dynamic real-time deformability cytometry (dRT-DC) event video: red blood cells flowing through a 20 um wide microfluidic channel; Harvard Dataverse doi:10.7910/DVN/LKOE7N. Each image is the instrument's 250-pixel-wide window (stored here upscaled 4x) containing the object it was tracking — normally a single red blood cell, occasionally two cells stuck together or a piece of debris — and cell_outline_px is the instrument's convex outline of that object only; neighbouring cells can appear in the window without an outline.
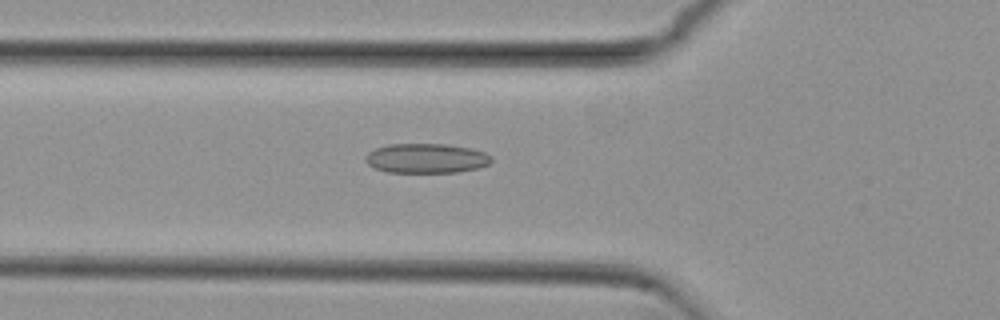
{"species": "common noctule bat (a hibernating species)", "species_latin": "Nyctalus noctula", "temperature_condition": "cold", "stored_images_in_passage": 53, "camera_frame_rate_fps": 3000, "um_per_image_px": 0.085, "animal": {"sex": "female", "body_mass_g": 29.2, "forearm_length_mm": 56.3}, "frame": {"image": 1, "passage_image": 19, "time_ms": 6.0, "image_size_px": [1000, 320], "cell_outline_px": [[492, 160], [488, 164], [476, 168], [456, 172], [388, 172], [376, 168], [368, 164], [364, 160], [364, 156], [368, 152], [376, 148], [388, 144], [444, 144], [472, 148], [484, 152], [492, 156]], "centroid_in_image_um": [36.22, 13.45], "position_along_channel_um": 89.6, "area_um2": 21.68}}
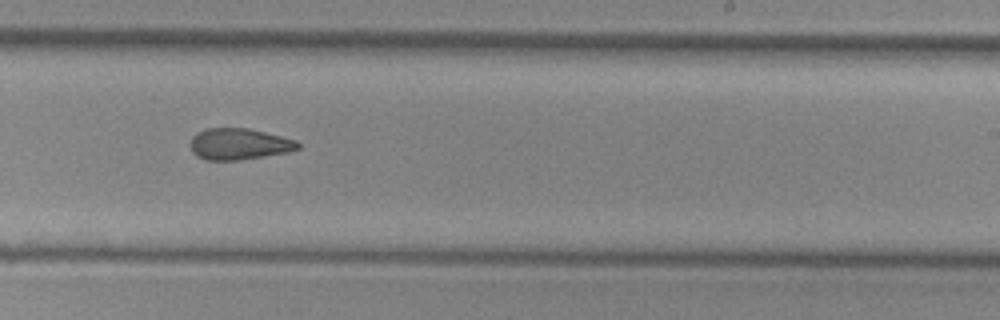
{"frame": {"image": 2, "passage_image": 33, "time_ms": 10.667, "image_size_px": [1000, 320], "cell_outline_px": [[300, 148], [288, 152], [240, 160], [204, 160], [196, 156], [192, 152], [188, 144], [192, 136], [196, 132], [204, 128], [248, 128], [296, 140], [300, 144]], "centroid_in_image_um": [20.25, 12.24], "position_along_channel_um": 268.7, "area_um2": 19.88}}
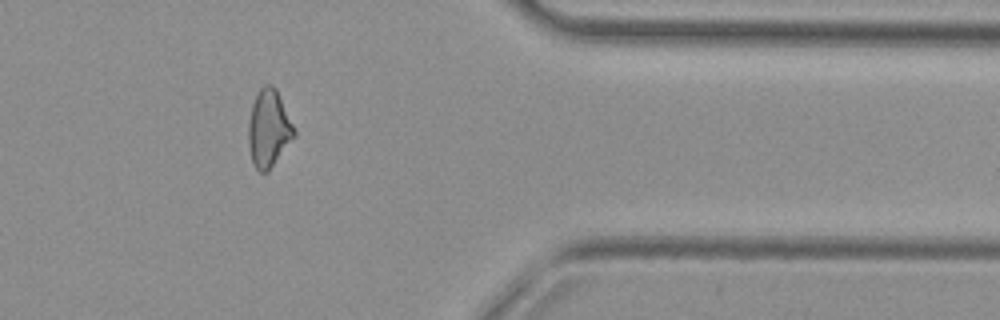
{"frame": {"image": 3, "passage_image": 44, "time_ms": 14.333, "image_size_px": [1000, 320], "cell_outline_px": [[296, 136], [268, 172], [260, 172], [256, 168], [252, 160], [248, 144], [248, 124], [252, 104], [260, 88], [264, 84], [272, 84], [276, 88], [296, 132]], "centroid_in_image_um": [22.84, 10.93], "position_along_channel_um": 388.6, "area_um2": 20.58}, "authors_computed_cell_mechanics": {"area_um2": 20.6924, "velocity_mm_per_s": 3.8273, "shape_relaxation_time_tau1_ms": null, "shape_relaxation_time_tau2_ms": 3.1679, "deformation_change_tau1": null, "deformation_change_tau2": 0.1052}}